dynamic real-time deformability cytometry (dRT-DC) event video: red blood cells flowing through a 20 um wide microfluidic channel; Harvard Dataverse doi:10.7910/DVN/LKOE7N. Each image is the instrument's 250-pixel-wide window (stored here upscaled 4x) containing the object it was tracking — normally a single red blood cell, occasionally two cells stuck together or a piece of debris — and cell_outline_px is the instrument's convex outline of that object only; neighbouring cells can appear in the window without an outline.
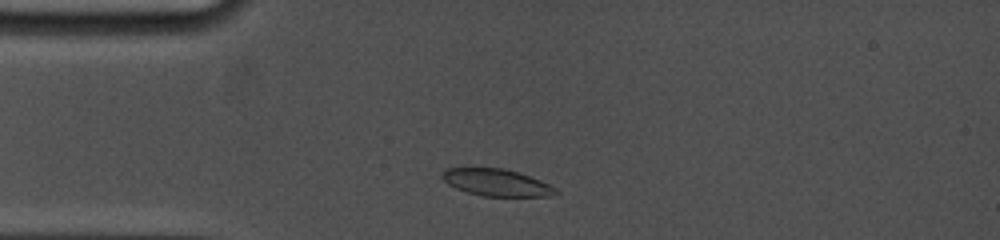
{"species": "common noctule bat (a hibernating species)", "species_latin": "Nyctalus noctula", "temperature_condition": "cold", "stored_images_in_passage": 50, "camera_frame_rate_fps": 5000, "um_per_image_px": 0.085, "animal": {"sex": "female", "body_mass_g": 19.0, "forearm_length_mm": 53.3}, "frame": {"image": 1, "passage_image": 4, "time_ms": 0.8, "image_size_px": [1000, 240], "cell_outline_px": [[560, 192], [552, 196], [484, 196], [468, 192], [456, 188], [448, 184], [440, 176], [440, 172], [444, 168], [504, 168], [540, 180], [556, 188]], "centroid_in_image_um": [42.18, 15.51], "position_along_channel_um": 42.8, "area_um2": 17.8}}
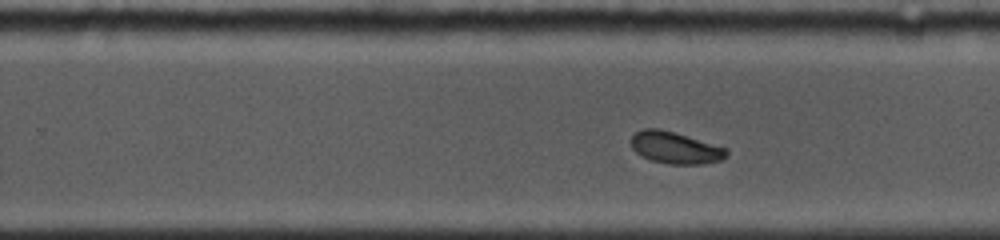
{"frame": {"image": 2, "passage_image": 32, "time_ms": 7.4, "image_size_px": [1000, 240], "cell_outline_px": [[728, 156], [720, 160], [704, 164], [668, 164], [652, 160], [636, 152], [632, 148], [628, 140], [636, 132], [644, 128], [660, 128], [728, 148]], "centroid_in_image_um": [57.39, 12.55], "position_along_channel_um": 272.4, "area_um2": 17.8}}
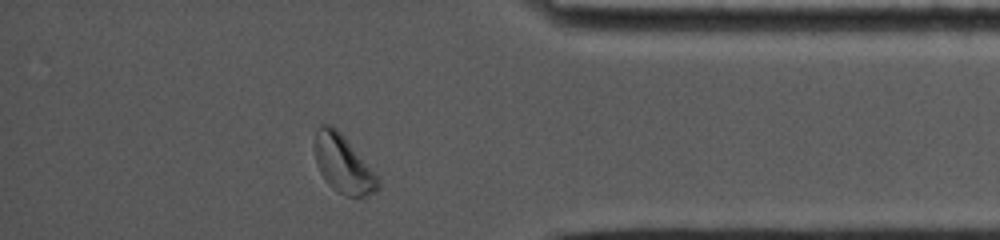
{"frame": {"image": 3, "passage_image": 50, "time_ms": 11.2, "image_size_px": [1000, 240], "cell_outline_px": [[380, 188], [376, 192], [368, 196], [348, 196], [332, 188], [328, 184], [320, 172], [316, 164], [316, 128], [320, 124], [332, 124], [340, 132], [380, 180]], "centroid_in_image_um": [29.17, 13.96], "position_along_channel_um": 406.0, "area_um2": 20.87}, "authors_computed_cell_mechanics": {"area_um2": 18.3804, "velocity_mm_per_s": 3.7667, "shape_relaxation_time_tau1_ms": 5.3137, "shape_relaxation_time_tau2_ms": null, "deformation_change_tau1": 0.1268, "deformation_change_tau2": null}}